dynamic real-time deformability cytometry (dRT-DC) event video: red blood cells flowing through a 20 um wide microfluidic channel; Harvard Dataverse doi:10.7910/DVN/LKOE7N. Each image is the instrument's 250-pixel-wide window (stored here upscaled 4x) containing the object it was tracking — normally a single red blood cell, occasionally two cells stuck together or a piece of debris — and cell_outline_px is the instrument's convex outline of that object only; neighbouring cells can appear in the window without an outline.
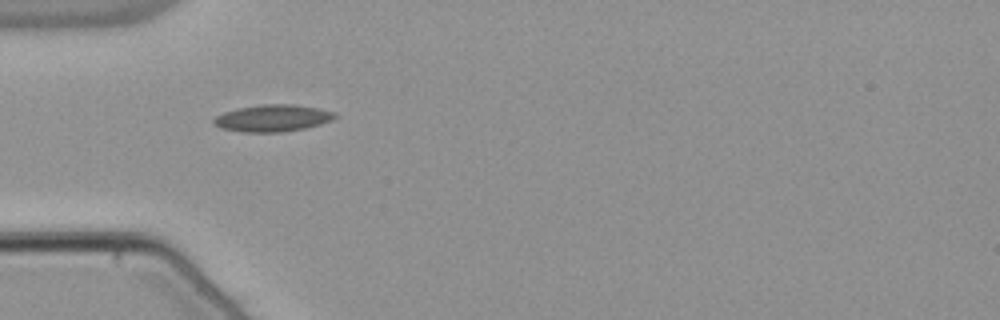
{"species": "common noctule bat (a hibernating species)", "species_latin": "Nyctalus noctula", "temperature_condition": "warm", "stored_images_in_passage": 38, "camera_frame_rate_fps": 3000, "um_per_image_px": 0.085, "animal": {"sex": "male", "body_mass_g": 21.5, "forearm_length_mm": 52.0}, "frame": {"image": 1, "passage_image": 1, "time_ms": 0.0, "image_size_px": [1000, 320], "cell_outline_px": [[336, 116], [332, 120], [320, 124], [304, 128], [280, 132], [244, 132], [220, 128], [212, 124], [212, 120], [216, 116], [224, 112], [240, 108], [260, 104], [292, 104], [320, 108], [336, 112]], "centroid_in_image_um": [23.17, 10.04], "position_along_channel_um": 61.8, "area_um2": 19.02}}
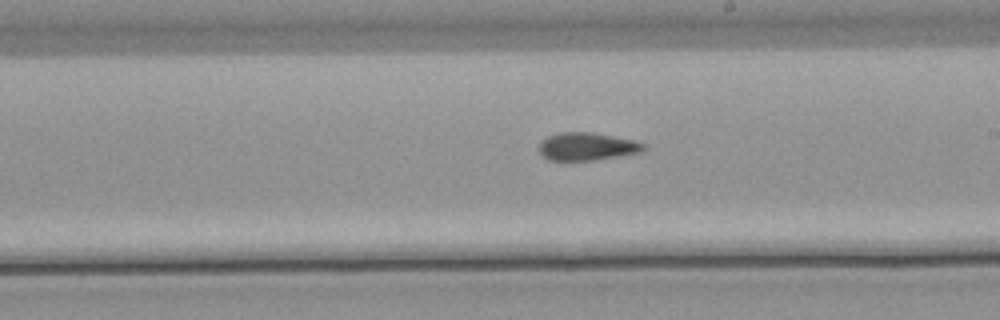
{"frame": {"image": 2, "passage_image": 15, "time_ms": 4.667, "image_size_px": [1000, 320], "cell_outline_px": [[648, 148], [640, 152], [620, 156], [592, 160], [548, 160], [540, 152], [540, 140], [548, 136], [560, 132], [592, 132], [636, 140], [644, 144]], "centroid_in_image_um": [49.92, 12.44], "position_along_channel_um": 239.1, "area_um2": 16.99}}
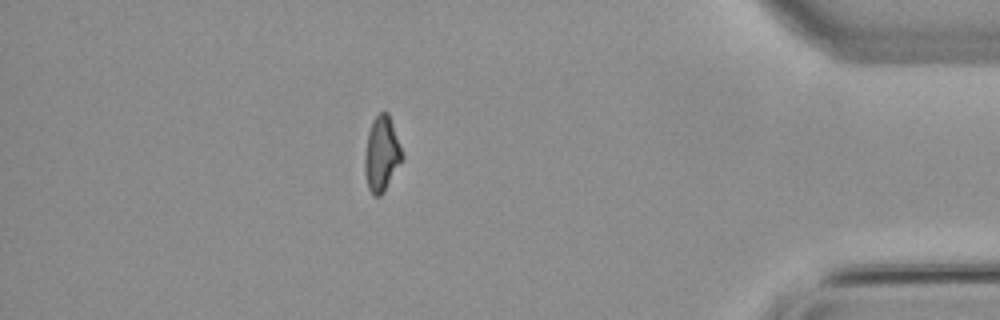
{"frame": {"image": 3, "passage_image": 31, "time_ms": 10.0, "image_size_px": [1000, 320], "cell_outline_px": [[404, 160], [384, 192], [380, 196], [372, 196], [368, 188], [364, 172], [364, 156], [368, 132], [372, 120], [380, 112], [388, 112], [404, 156]], "centroid_in_image_um": [32.44, 13.13], "position_along_channel_um": 402.8, "area_um2": 16.65}, "authors_computed_cell_mechanics": {"area_um2": 17.0221, "velocity_mm_per_s": 3.8479, "shape_relaxation_time_tau1_ms": 6.8114, "shape_relaxation_time_tau2_ms": 4.2914, "deformation_change_tau1": 0.1654, "deformation_change_tau2": 0.0789}}